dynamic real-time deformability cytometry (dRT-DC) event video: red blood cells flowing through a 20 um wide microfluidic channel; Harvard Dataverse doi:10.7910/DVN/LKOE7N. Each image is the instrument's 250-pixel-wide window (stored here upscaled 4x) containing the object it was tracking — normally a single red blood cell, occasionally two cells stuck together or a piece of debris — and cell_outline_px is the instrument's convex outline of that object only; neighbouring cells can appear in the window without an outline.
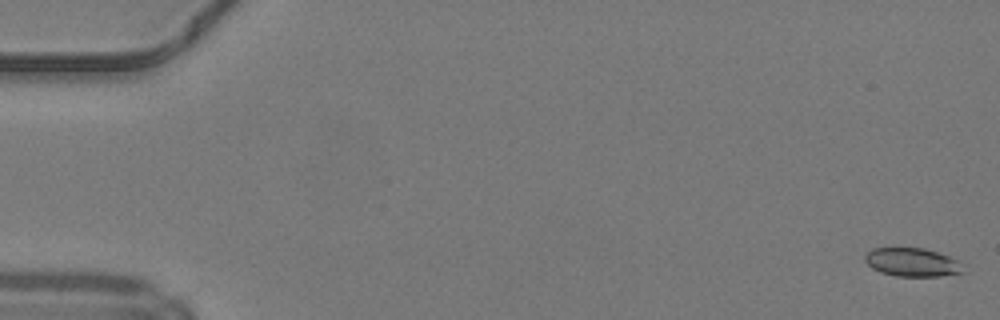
{"species": "common noctule bat (a hibernating species)", "species_latin": "Nyctalus noctula", "temperature_condition": "warm", "stored_images_in_passage": 49, "camera_frame_rate_fps": 3000, "um_per_image_px": 0.085, "animal": {"sex": "male", "body_mass_g": 19.2, "forearm_length_mm": 51.8}, "frame": {"image": 1, "passage_image": 1, "time_ms": 0.0, "image_size_px": [1000, 320], "cell_outline_px": [[964, 272], [940, 276], [896, 276], [880, 272], [872, 268], [864, 260], [864, 256], [872, 248], [924, 248], [960, 260]], "centroid_in_image_um": [77.54, 22.29], "position_along_channel_um": 7.5, "area_um2": 16.3}}
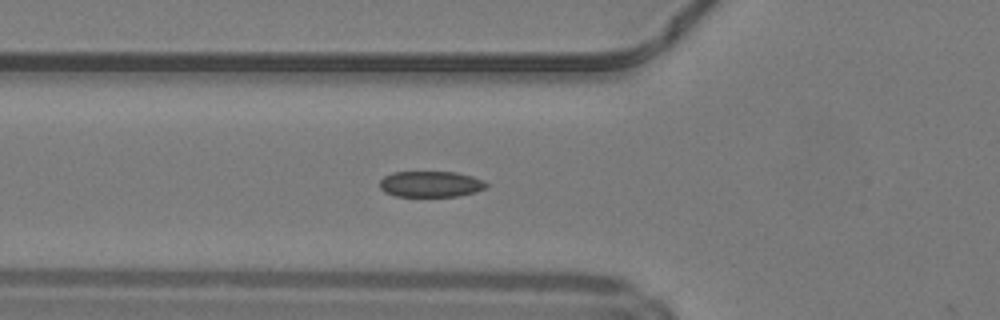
{"frame": {"image": 2, "passage_image": 18, "time_ms": 5.667, "image_size_px": [1000, 320], "cell_outline_px": [[488, 188], [476, 192], [456, 196], [396, 196], [384, 192], [380, 188], [380, 180], [384, 176], [392, 172], [456, 172], [472, 176], [484, 180], [488, 184]], "centroid_in_image_um": [36.63, 15.64], "position_along_channel_um": 89.2, "area_um2": 16.24}}
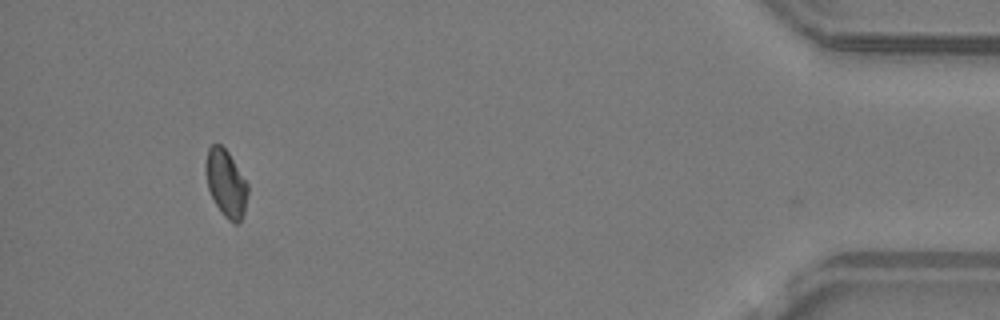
{"frame": {"image": 3, "passage_image": 46, "time_ms": 15.0, "image_size_px": [1000, 320], "cell_outline_px": [[248, 192], [244, 212], [240, 220], [236, 224], [228, 220], [224, 216], [216, 204], [208, 188], [204, 172], [204, 164], [208, 148], [212, 144], [220, 144], [228, 152], [248, 184]], "centroid_in_image_um": [19.18, 15.56], "position_along_channel_um": 416.0, "area_um2": 16.42}, "authors_computed_cell_mechanics": {"area_um2": 16.6464, "velocity_mm_per_s": 4.2303, "shape_relaxation_time_tau1_ms": null, "shape_relaxation_time_tau2_ms": 3.4932, "deformation_change_tau1": null, "deformation_change_tau2": 0.0758}}